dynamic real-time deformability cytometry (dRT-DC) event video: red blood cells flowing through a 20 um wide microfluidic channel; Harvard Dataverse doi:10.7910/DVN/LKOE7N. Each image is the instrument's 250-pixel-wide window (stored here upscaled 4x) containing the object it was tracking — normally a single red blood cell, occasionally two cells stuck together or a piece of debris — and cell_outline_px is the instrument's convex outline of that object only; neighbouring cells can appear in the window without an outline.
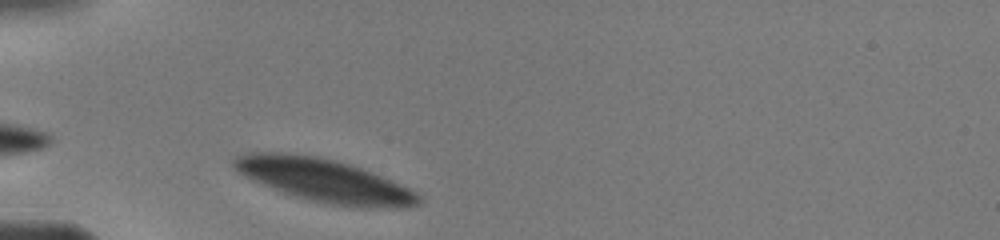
{"species": "human", "species_latin": "Homo sapiens", "temperature_condition": "warm", "stored_images_in_passage": 12, "camera_frame_rate_fps": 3000, "um_per_image_px": 0.085, "donor": {"sex": "male"}, "frame": {"image": 1, "passage_image": 2, "time_ms": 0.333, "image_size_px": [1000, 240], "cell_outline_px": [[420, 204], [404, 208], [356, 208], [308, 200], [292, 196], [272, 188], [240, 172], [232, 164], [232, 160], [236, 156], [248, 152], [288, 152], [320, 156], [352, 164], [372, 172], [400, 184], [416, 192], [420, 196]], "centroid_in_image_um": [27.61, 15.33], "position_along_channel_um": 57.4, "area_um2": 46.59}}
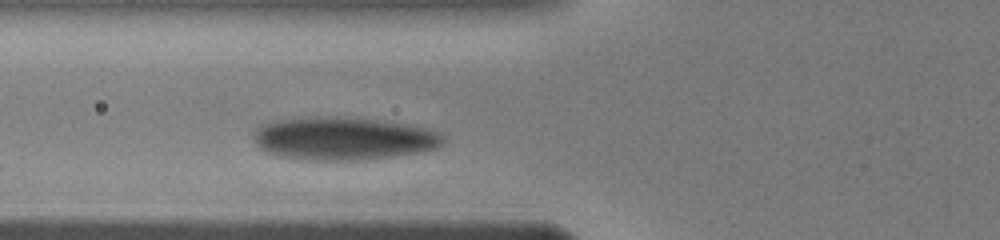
{"frame": {"image": 2, "passage_image": 9, "time_ms": 1.667, "image_size_px": [1000, 240], "cell_outline_px": [[444, 140], [436, 148], [416, 152], [392, 156], [364, 160], [304, 160], [280, 156], [268, 152], [260, 148], [256, 144], [256, 132], [264, 124], [280, 120], [328, 116], [336, 116], [380, 120], [408, 124], [428, 128], [440, 132], [444, 136]], "centroid_in_image_um": [29.25, 11.78], "position_along_channel_um": 96.5, "area_um2": 46.99}}
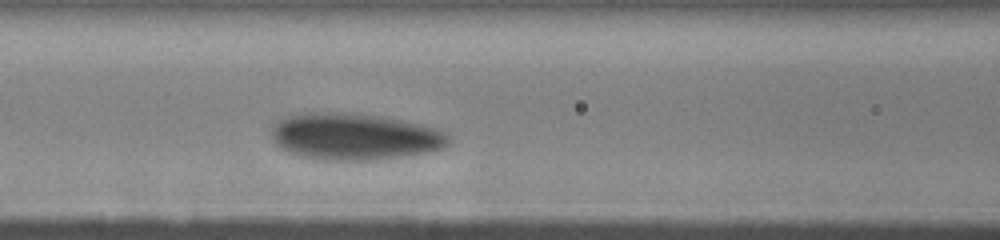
{"frame": {"image": 3, "passage_image": 12, "time_ms": 2.667, "image_size_px": [1000, 240], "cell_outline_px": [[448, 140], [440, 148], [428, 152], [376, 160], [324, 160], [300, 156], [288, 152], [280, 148], [276, 144], [272, 136], [272, 128], [280, 120], [288, 116], [308, 112], [344, 112], [380, 116], [420, 124], [444, 132], [448, 136]], "centroid_in_image_um": [30.07, 11.61], "position_along_channel_um": 136.5, "area_um2": 47.74}}